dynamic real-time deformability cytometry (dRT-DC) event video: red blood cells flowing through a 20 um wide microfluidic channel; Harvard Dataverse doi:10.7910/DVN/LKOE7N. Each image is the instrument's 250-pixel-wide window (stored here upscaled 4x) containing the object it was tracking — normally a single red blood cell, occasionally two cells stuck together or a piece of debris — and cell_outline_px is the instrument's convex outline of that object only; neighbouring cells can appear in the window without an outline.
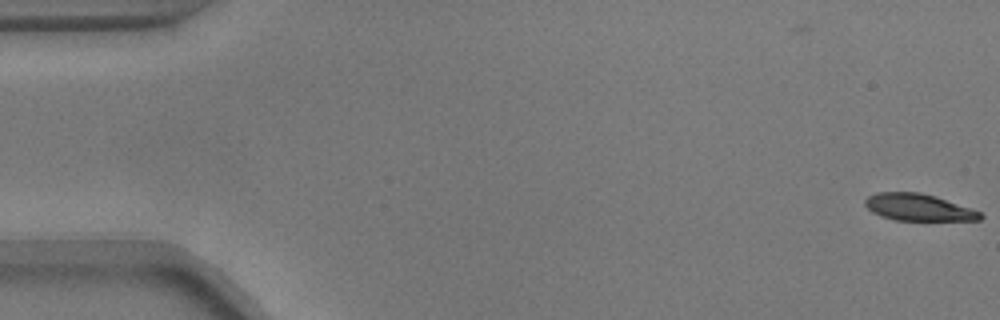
{"species": "common noctule bat (a hibernating species)", "species_latin": "Nyctalus noctula", "temperature_condition": "warm", "stored_images_in_passage": 4, "camera_frame_rate_fps": 3000, "um_per_image_px": 0.085, "animal": {"sex": "male", "body_mass_g": 17.9}, "frame": {"image": 1, "passage_image": 4, "time_ms": 1.0, "image_size_px": [1000, 320], "cell_outline_px": [[984, 216], [980, 220], [896, 220], [880, 216], [872, 212], [864, 204], [864, 200], [868, 196], [876, 192], [920, 192], [936, 196], [972, 208], [980, 212]], "centroid_in_image_um": [78.06, 17.61], "position_along_channel_um": 6.9, "area_um2": 18.15}}